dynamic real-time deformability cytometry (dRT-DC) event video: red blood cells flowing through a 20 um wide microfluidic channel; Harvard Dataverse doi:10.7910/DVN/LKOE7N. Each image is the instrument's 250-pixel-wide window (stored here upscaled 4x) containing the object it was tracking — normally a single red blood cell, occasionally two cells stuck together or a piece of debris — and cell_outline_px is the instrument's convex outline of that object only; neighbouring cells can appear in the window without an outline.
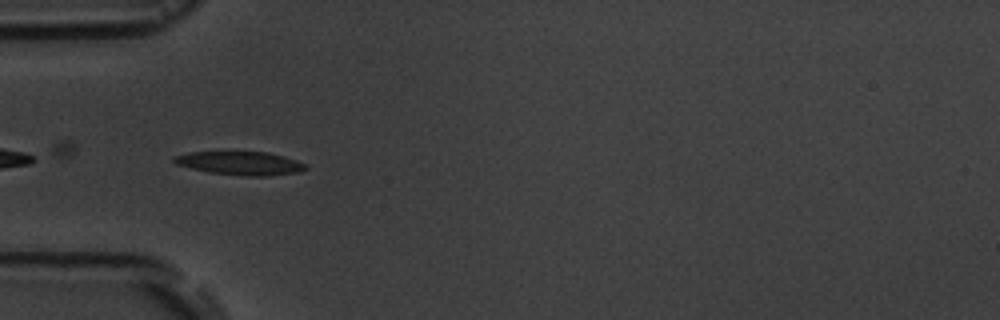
{"species": "common noctule bat (a hibernating species)", "species_latin": "Nyctalus noctula", "temperature_condition": "room temperature", "stored_images_in_passage": 6, "camera_frame_rate_fps": 3000, "um_per_image_px": 0.085, "animal": {"sex": "male", "body_mass_g": 19.5, "forearm_length_mm": 54.6}, "frame": {"image": 1, "passage_image": 6, "time_ms": 5.667, "image_size_px": [1000, 320], "cell_outline_px": [[308, 168], [300, 172], [268, 176], [244, 176], [208, 172], [176, 164], [172, 160], [176, 156], [188, 152], [268, 152], [284, 156], [308, 164]], "centroid_in_image_um": [20.49, 13.88], "position_along_channel_um": 64.5, "area_um2": 18.03}}